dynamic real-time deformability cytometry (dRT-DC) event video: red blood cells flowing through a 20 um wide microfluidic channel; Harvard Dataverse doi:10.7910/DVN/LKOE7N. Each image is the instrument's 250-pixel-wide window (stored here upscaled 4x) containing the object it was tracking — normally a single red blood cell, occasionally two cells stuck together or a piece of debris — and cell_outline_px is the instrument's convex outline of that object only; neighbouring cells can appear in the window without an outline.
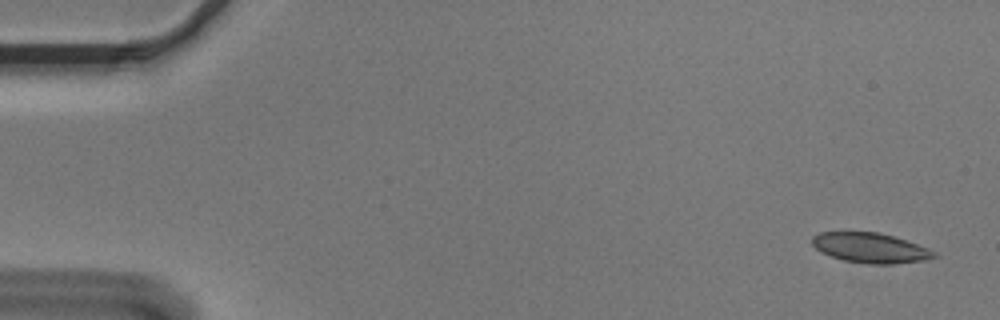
{"species": "Egyptian fruit bat (a non-hibernating species)", "species_latin": "Rousettus aegyptiacus", "temperature_condition": "cold", "stored_images_in_passage": 5, "camera_frame_rate_fps": 3000, "um_per_image_px": 0.085, "animal": {"sex": "male"}, "frame": {"image": 1, "passage_image": 1, "time_ms": 0.0, "image_size_px": [1000, 320], "cell_outline_px": [[936, 256], [924, 260], [892, 264], [868, 264], [844, 260], [820, 252], [812, 244], [812, 236], [820, 232], [844, 228], [880, 232], [896, 236], [928, 248], [936, 252]], "centroid_in_image_um": [73.91, 21.0], "position_along_channel_um": 11.1, "area_um2": 22.2}}
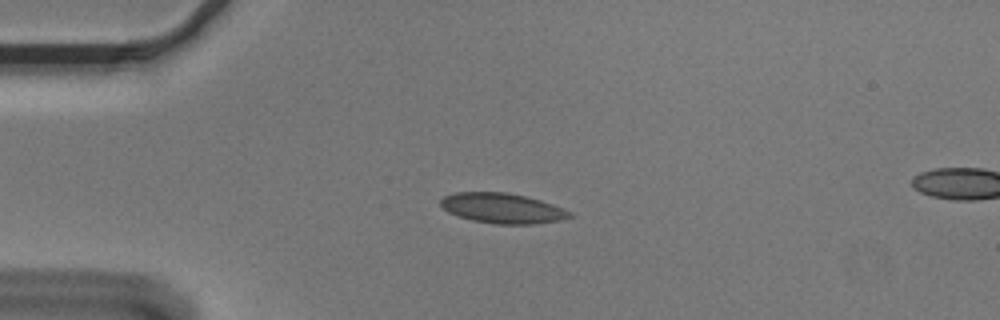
{"frame": {"image": 2, "passage_image": 4, "time_ms": 1.0, "image_size_px": [1000, 320], "cell_outline_px": [[572, 216], [560, 220], [532, 224], [496, 224], [472, 220], [448, 212], [440, 204], [440, 200], [444, 196], [456, 192], [508, 192], [540, 200], [564, 208], [572, 212]], "centroid_in_image_um": [42.71, 17.69], "position_along_channel_um": 42.3, "area_um2": 22.54}}